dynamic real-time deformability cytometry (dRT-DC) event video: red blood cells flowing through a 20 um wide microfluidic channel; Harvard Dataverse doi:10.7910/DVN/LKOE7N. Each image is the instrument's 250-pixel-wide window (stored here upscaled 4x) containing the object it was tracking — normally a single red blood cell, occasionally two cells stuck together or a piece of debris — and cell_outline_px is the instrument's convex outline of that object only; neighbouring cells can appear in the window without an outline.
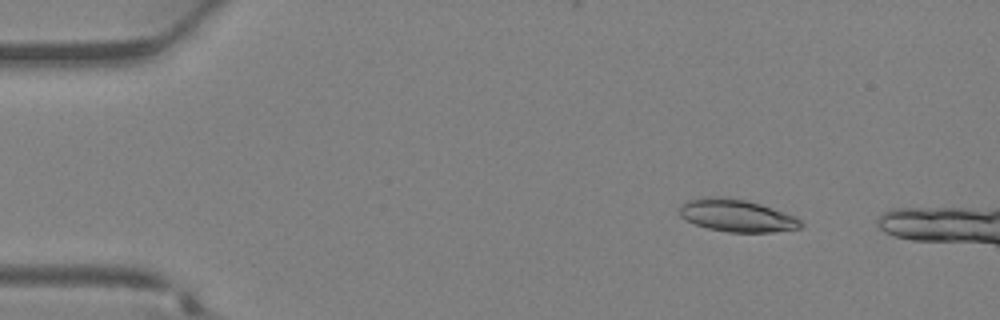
{"species": "Egyptian fruit bat (a non-hibernating species)", "species_latin": "Rousettus aegyptiacus", "temperature_condition": "warm", "stored_images_in_passage": 7, "camera_frame_rate_fps": 3000, "um_per_image_px": 0.085, "animal": {"sex": "female"}, "frame": {"image": 1, "passage_image": 1, "time_ms": 0.0, "image_size_px": [1000, 320], "cell_outline_px": [[804, 224], [800, 228], [772, 232], [728, 232], [708, 228], [696, 224], [680, 216], [680, 204], [688, 200], [704, 196], [720, 196], [744, 200], [760, 204], [796, 216]], "centroid_in_image_um": [62.62, 18.31], "position_along_channel_um": 22.4, "area_um2": 22.83}}